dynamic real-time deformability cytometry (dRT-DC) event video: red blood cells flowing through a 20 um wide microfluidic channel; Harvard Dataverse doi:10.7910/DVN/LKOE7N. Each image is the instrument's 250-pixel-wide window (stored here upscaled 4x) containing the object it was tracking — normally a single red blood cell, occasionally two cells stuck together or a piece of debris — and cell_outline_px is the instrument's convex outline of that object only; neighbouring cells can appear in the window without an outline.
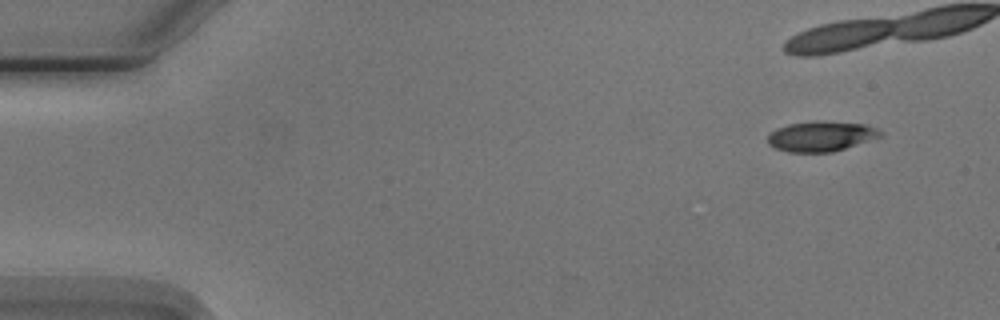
{"species": "Egyptian fruit bat (a non-hibernating species)", "species_latin": "Rousettus aegyptiacus", "temperature_condition": "cold", "stored_images_in_passage": 4, "camera_frame_rate_fps": 3000, "um_per_image_px": 0.085, "animal": {"sex": "male"}, "frame": {"image": 1, "passage_image": 1, "time_ms": 0.0, "image_size_px": [1000, 320], "cell_outline_px": [[884, 136], [832, 152], [788, 152], [776, 148], [768, 144], [768, 136], [776, 128], [788, 124], [816, 120], [864, 124], [876, 128], [884, 132]], "centroid_in_image_um": [69.81, 11.58], "position_along_channel_um": 15.2, "area_um2": 19.88}}